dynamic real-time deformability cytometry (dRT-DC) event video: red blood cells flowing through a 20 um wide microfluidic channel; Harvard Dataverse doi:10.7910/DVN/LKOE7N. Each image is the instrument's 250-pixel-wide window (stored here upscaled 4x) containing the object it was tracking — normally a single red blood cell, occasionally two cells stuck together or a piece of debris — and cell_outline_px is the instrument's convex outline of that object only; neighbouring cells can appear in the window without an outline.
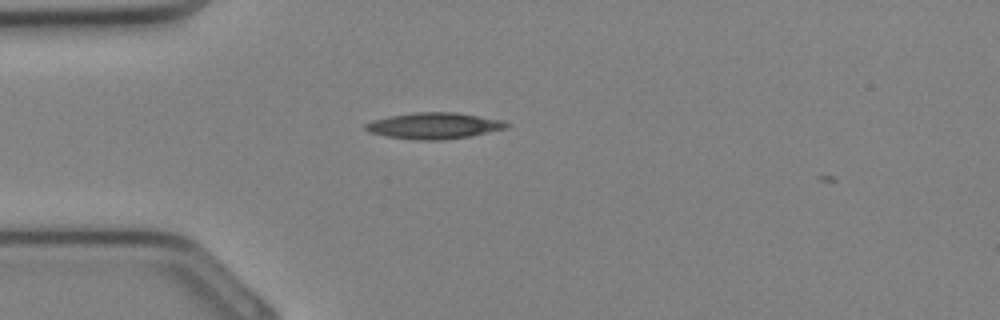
{"species": "Egyptian fruit bat (a non-hibernating species)", "species_latin": "Rousettus aegyptiacus", "temperature_condition": "cold", "stored_images_in_passage": 23, "camera_frame_rate_fps": 3000, "um_per_image_px": 0.085, "animal": {"sex": "female"}, "frame": {"image": 1, "passage_image": 1, "time_ms": 0.0, "image_size_px": [1000, 320], "cell_outline_px": [[508, 128], [472, 136], [444, 140], [412, 140], [388, 136], [372, 132], [364, 128], [364, 124], [372, 120], [392, 116], [416, 112], [456, 112], [504, 120], [508, 124]], "centroid_in_image_um": [36.94, 10.69], "position_along_channel_um": 48.1, "area_um2": 21.56}}
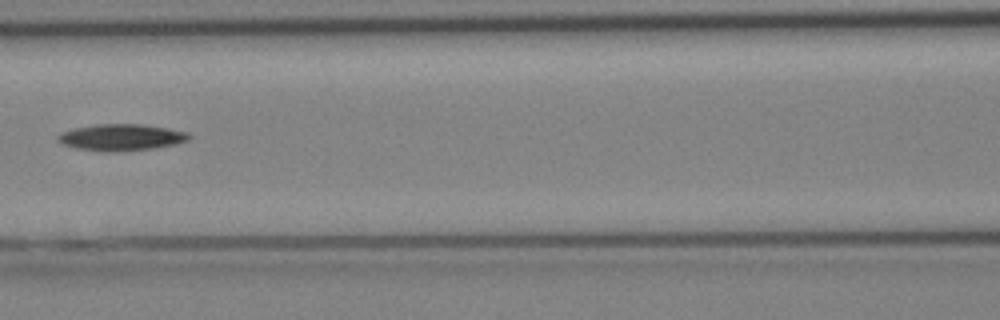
{"frame": {"image": 2, "passage_image": 7, "time_ms": 2.0, "image_size_px": [1000, 320], "cell_outline_px": [[192, 136], [188, 140], [176, 144], [152, 148], [108, 152], [76, 148], [64, 144], [56, 140], [56, 136], [64, 132], [76, 128], [96, 124], [144, 124], [168, 128], [188, 132]], "centroid_in_image_um": [10.34, 11.66], "position_along_channel_um": 156.3, "area_um2": 20.11}}
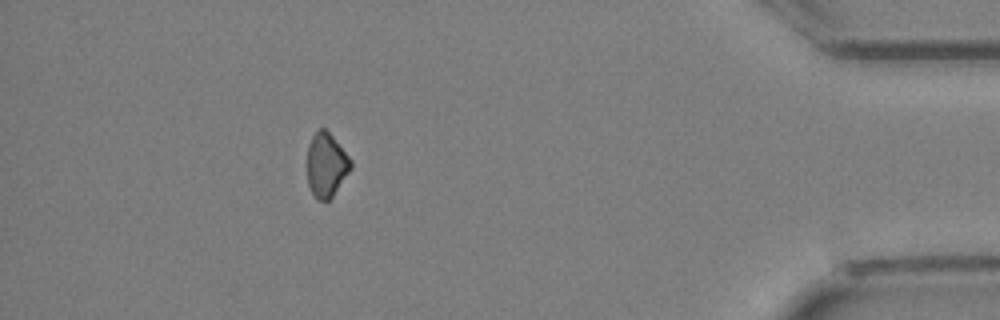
{"frame": {"image": 3, "passage_image": 22, "time_ms": 7.0, "image_size_px": [1000, 320], "cell_outline_px": [[352, 168], [332, 196], [328, 200], [316, 200], [308, 184], [308, 144], [312, 136], [320, 128], [324, 128], [332, 136], [352, 160]], "centroid_in_image_um": [27.74, 14.02], "position_along_channel_um": 407.5, "area_um2": 16.07}}